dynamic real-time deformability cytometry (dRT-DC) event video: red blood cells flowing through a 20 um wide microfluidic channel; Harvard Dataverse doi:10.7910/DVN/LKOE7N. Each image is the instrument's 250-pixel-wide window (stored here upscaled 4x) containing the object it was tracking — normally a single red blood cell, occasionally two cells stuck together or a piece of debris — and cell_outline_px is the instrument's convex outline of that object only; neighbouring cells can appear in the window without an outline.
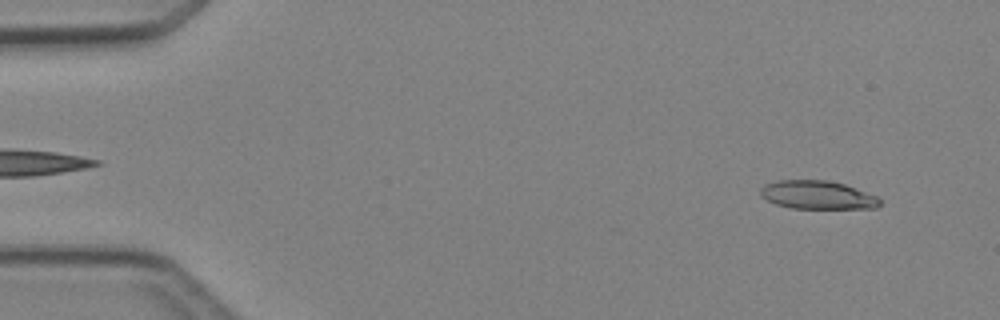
{"species": "Egyptian fruit bat (a non-hibernating species)", "species_latin": "Rousettus aegyptiacus", "temperature_condition": "cold", "stored_images_in_passage": 47, "camera_frame_rate_fps": 3000, "um_per_image_px": 0.085, "animal": {"sex": "female"}, "frame": {"image": 1, "passage_image": 3, "time_ms": 0.667, "image_size_px": [1000, 320], "cell_outline_px": [[884, 200], [876, 208], [792, 208], [776, 204], [760, 196], [760, 188], [764, 184], [776, 180], [828, 180], [844, 184], [876, 196]], "centroid_in_image_um": [69.47, 16.56], "position_along_channel_um": 15.5, "area_um2": 19.77}}
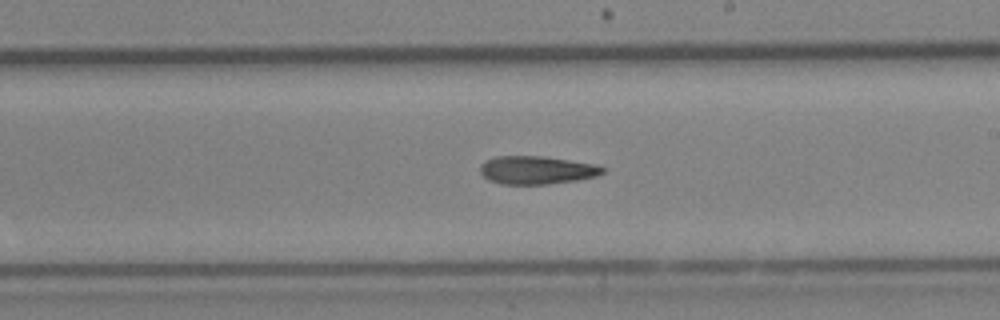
{"frame": {"image": 2, "passage_image": 27, "time_ms": 8.667, "image_size_px": [1000, 320], "cell_outline_px": [[608, 168], [604, 172], [596, 176], [576, 180], [548, 184], [504, 184], [488, 180], [480, 172], [480, 164], [496, 156], [544, 156], [596, 164]], "centroid_in_image_um": [45.65, 14.45], "position_along_channel_um": 243.4, "area_um2": 20.11}}
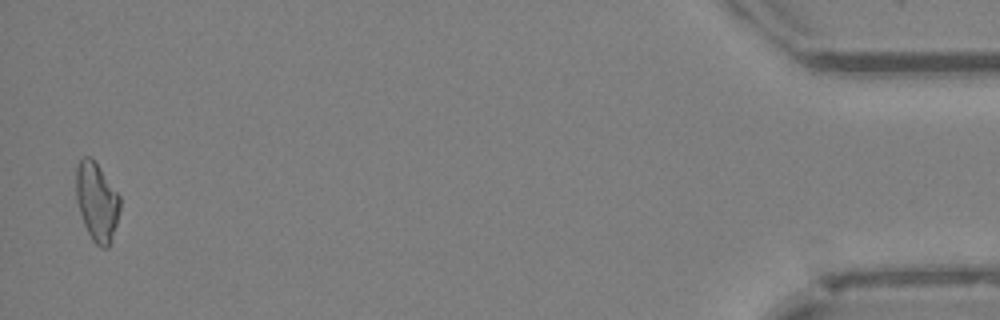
{"frame": {"image": 3, "passage_image": 46, "time_ms": 15.0, "image_size_px": [1000, 320], "cell_outline_px": [[120, 208], [116, 224], [108, 248], [100, 248], [92, 240], [84, 224], [76, 200], [76, 164], [84, 156], [88, 156], [100, 168], [120, 196]], "centroid_in_image_um": [8.22, 17.15], "position_along_channel_um": 427.0, "area_um2": 19.88}}